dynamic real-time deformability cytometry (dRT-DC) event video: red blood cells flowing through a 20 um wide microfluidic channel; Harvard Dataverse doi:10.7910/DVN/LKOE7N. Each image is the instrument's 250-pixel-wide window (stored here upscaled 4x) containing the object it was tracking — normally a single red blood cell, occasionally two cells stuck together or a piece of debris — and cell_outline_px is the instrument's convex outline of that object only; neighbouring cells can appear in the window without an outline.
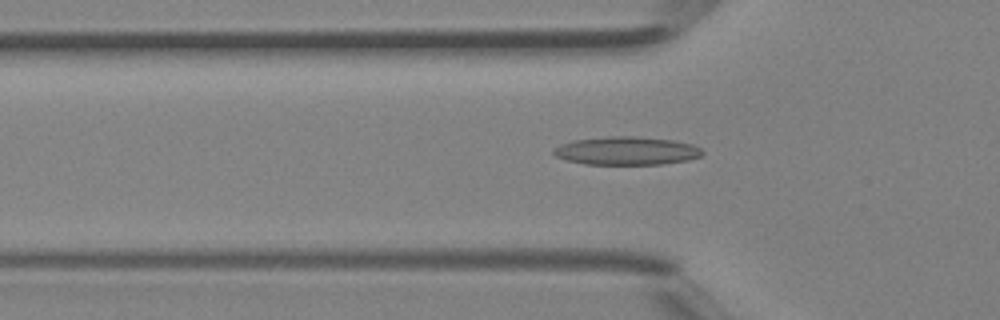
{"species": "Egyptian fruit bat (a non-hibernating species)", "species_latin": "Rousettus aegyptiacus", "temperature_condition": "room temperature", "stored_images_in_passage": 27, "camera_frame_rate_fps": 3000, "um_per_image_px": 0.085, "animal": {"sex": "female"}, "frame": {"image": 1, "passage_image": 2, "time_ms": 0.333, "image_size_px": [1000, 320], "cell_outline_px": [[704, 152], [700, 156], [688, 160], [664, 164], [584, 164], [568, 160], [556, 156], [552, 152], [552, 148], [560, 144], [572, 140], [608, 136], [632, 136], [672, 140], [692, 144], [700, 148]], "centroid_in_image_um": [53.23, 12.81], "position_along_channel_um": 72.6, "area_um2": 24.51}}
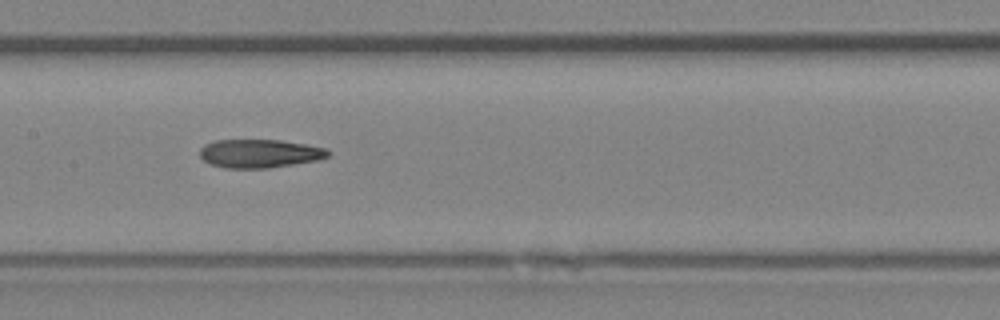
{"frame": {"image": 2, "passage_image": 9, "time_ms": 2.667, "image_size_px": [1000, 320], "cell_outline_px": [[332, 152], [328, 156], [320, 160], [268, 168], [224, 168], [212, 164], [204, 160], [200, 156], [200, 148], [204, 144], [212, 140], [280, 140], [328, 148]], "centroid_in_image_um": [22.09, 13.04], "position_along_channel_um": 185.3, "area_um2": 21.44}}
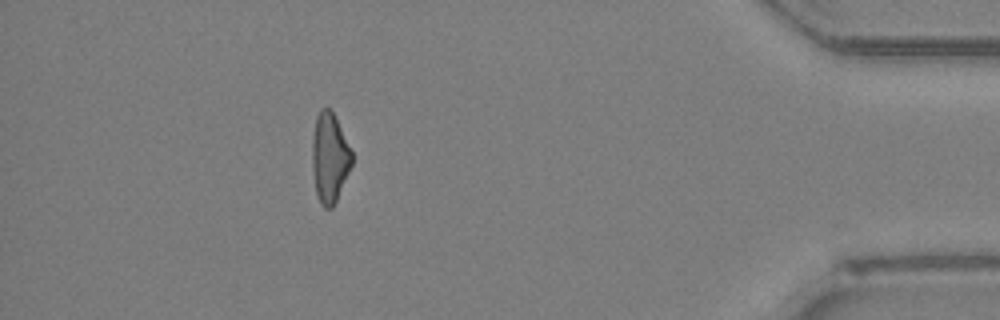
{"frame": {"image": 3, "passage_image": 26, "time_ms": 8.333, "image_size_px": [1000, 320], "cell_outline_px": [[352, 164], [336, 200], [332, 208], [324, 208], [320, 204], [316, 192], [312, 168], [312, 136], [316, 116], [320, 108], [328, 108], [332, 112], [352, 152]], "centroid_in_image_um": [27.99, 13.42], "position_along_channel_um": 407.2, "area_um2": 20.46}}